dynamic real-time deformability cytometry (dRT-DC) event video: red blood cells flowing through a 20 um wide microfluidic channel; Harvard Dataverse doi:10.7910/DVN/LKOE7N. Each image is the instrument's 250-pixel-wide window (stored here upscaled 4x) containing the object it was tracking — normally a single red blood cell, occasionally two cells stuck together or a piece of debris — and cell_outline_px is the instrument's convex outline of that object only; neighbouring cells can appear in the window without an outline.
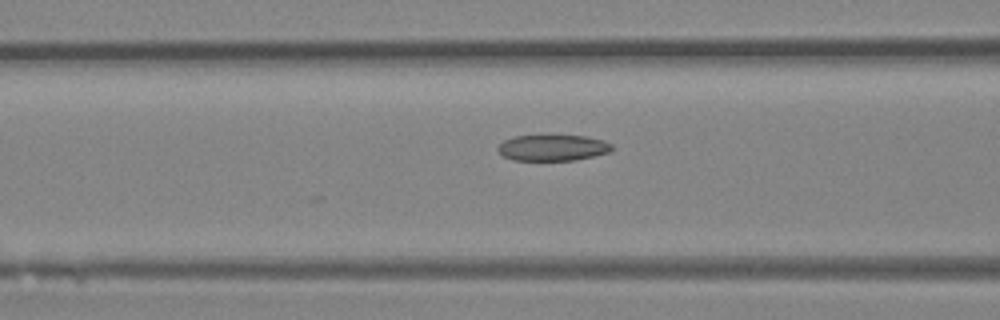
{"species": "Egyptian fruit bat (a non-hibernating species)", "species_latin": "Rousettus aegyptiacus", "temperature_condition": "room temperature", "stored_images_in_passage": 38, "camera_frame_rate_fps": 3000, "um_per_image_px": 0.085, "animal": {"sex": "female"}, "frame": {"image": 1, "passage_image": 12, "time_ms": 3.667, "image_size_px": [1000, 320], "cell_outline_px": [[612, 148], [608, 152], [576, 160], [512, 160], [496, 152], [496, 148], [504, 140], [516, 136], [584, 136], [604, 140], [612, 144]], "centroid_in_image_um": [46.94, 12.56], "position_along_channel_um": 119.7, "area_um2": 17.17}}
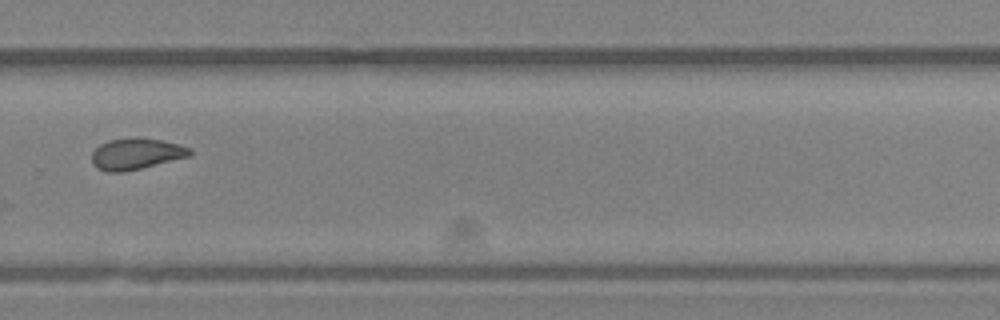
{"frame": {"image": 2, "passage_image": 25, "time_ms": 8.0, "image_size_px": [1000, 320], "cell_outline_px": [[192, 152], [188, 156], [124, 172], [108, 172], [96, 168], [92, 164], [92, 152], [100, 144], [108, 140], [136, 136], [160, 140], [176, 144], [188, 148]], "centroid_in_image_um": [11.49, 13.07], "position_along_channel_um": 318.3, "area_um2": 17.69}}
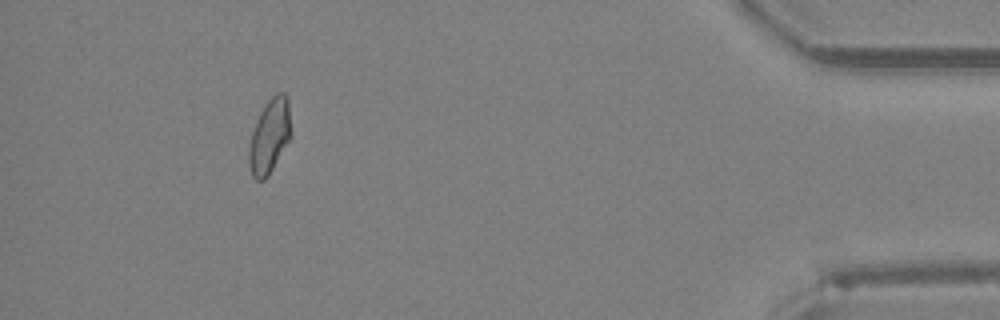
{"frame": {"image": 3, "passage_image": 35, "time_ms": 11.333, "image_size_px": [1000, 320], "cell_outline_px": [[292, 136], [268, 176], [264, 180], [256, 180], [252, 176], [248, 164], [248, 148], [252, 132], [256, 120], [260, 112], [268, 100], [276, 92], [284, 92], [288, 96], [292, 132]], "centroid_in_image_um": [22.93, 11.56], "position_along_channel_um": 412.3, "area_um2": 18.61}}